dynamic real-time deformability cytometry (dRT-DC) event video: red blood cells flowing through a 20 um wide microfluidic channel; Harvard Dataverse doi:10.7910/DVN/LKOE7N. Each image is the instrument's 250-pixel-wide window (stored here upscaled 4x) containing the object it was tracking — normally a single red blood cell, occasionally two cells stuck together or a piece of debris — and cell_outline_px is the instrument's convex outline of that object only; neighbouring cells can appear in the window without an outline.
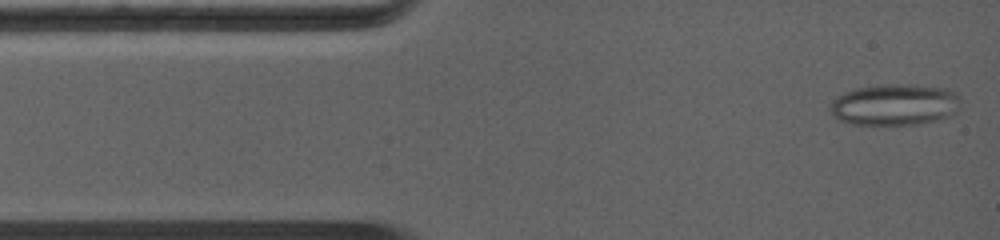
{"species": "common noctule bat (a hibernating species)", "species_latin": "Nyctalus noctula", "temperature_condition": "warm", "stored_images_in_passage": 7, "camera_frame_rate_fps": 5000, "um_per_image_px": 0.085, "animal": {"sex": "female", "body_mass_g": 19.0, "forearm_length_mm": 56.7}, "frame": {"image": 1, "passage_image": 1, "time_ms": 0.0, "image_size_px": [1000, 240], "cell_outline_px": [[964, 108], [952, 112], [936, 116], [896, 124], [872, 124], [848, 120], [836, 116], [828, 108], [828, 104], [836, 96], [844, 92], [856, 88], [884, 84], [912, 84], [944, 88], [960, 92], [964, 100]], "centroid_in_image_um": [76.09, 8.79], "position_along_channel_um": 8.9, "area_um2": 30.29}}
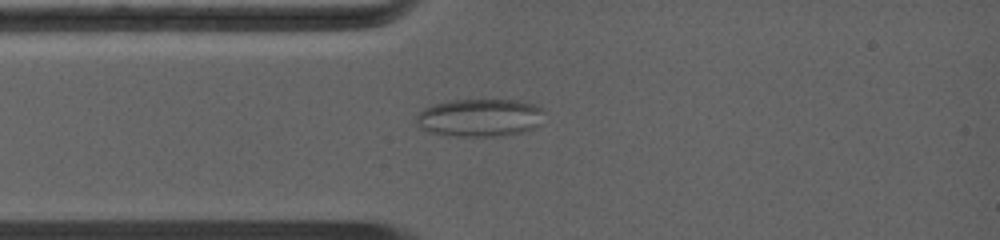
{"frame": {"image": 2, "passage_image": 4, "time_ms": 2.2, "image_size_px": [1000, 240], "cell_outline_px": [[544, 112], [528, 128], [516, 132], [480, 136], [464, 136], [436, 132], [424, 128], [420, 124], [420, 112], [424, 108], [432, 104], [448, 100], [524, 100], [540, 104], [544, 108]], "centroid_in_image_um": [40.81, 9.93], "position_along_channel_um": 44.2, "area_um2": 26.88}}
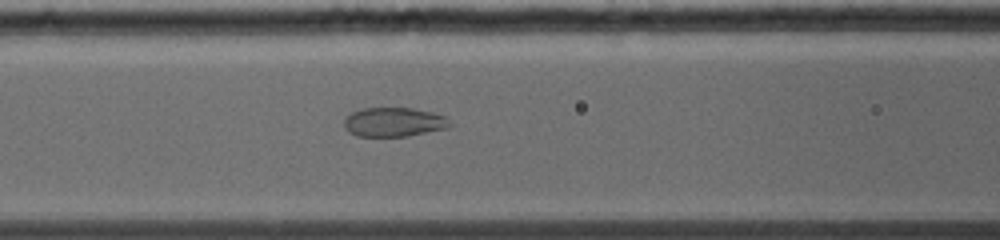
{"frame": {"image": 3, "passage_image": 7, "time_ms": 4.2, "image_size_px": [1000, 240], "cell_outline_px": [[448, 124], [444, 128], [408, 136], [360, 136], [344, 128], [344, 120], [352, 112], [360, 108], [412, 108], [432, 112], [444, 116]], "centroid_in_image_um": [33.41, 10.36], "position_along_channel_um": 133.2, "area_um2": 17.51}}